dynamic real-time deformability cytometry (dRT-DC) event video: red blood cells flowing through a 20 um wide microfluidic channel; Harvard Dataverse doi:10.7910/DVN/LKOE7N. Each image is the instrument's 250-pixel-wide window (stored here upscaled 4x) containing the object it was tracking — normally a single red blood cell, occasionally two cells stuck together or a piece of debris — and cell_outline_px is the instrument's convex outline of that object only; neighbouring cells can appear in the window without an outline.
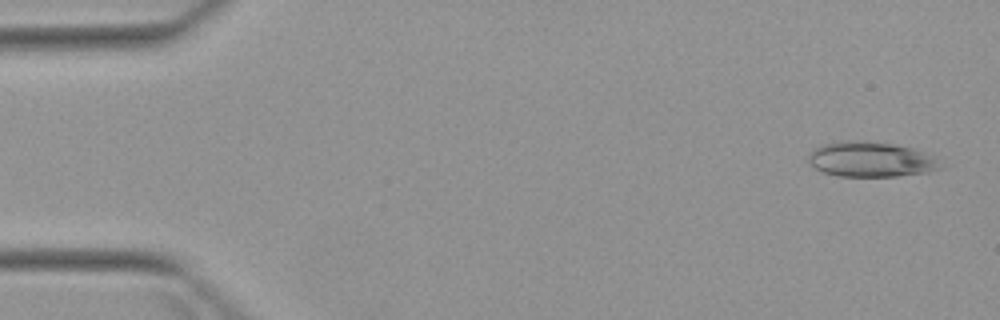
{"species": "Egyptian fruit bat (a non-hibernating species)", "species_latin": "Rousettus aegyptiacus", "temperature_condition": "warm", "stored_images_in_passage": 5, "camera_frame_rate_fps": 3000, "um_per_image_px": 0.085, "animal": {"sex": "female"}, "frame": {"image": 1, "passage_image": 1, "time_ms": 0.0, "image_size_px": [1000, 320], "cell_outline_px": [[944, 168], [928, 172], [896, 176], [840, 176], [824, 172], [816, 168], [808, 160], [808, 152], [820, 144], [840, 140], [852, 140], [892, 144], [912, 148], [924, 152], [932, 156]], "centroid_in_image_um": [73.98, 13.54], "position_along_channel_um": 11.0, "area_um2": 26.93}}
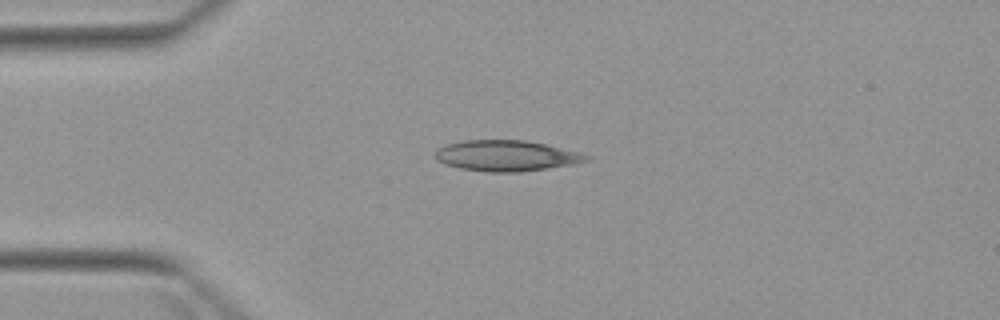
{"frame": {"image": 2, "passage_image": 4, "time_ms": 3.333, "image_size_px": [1000, 320], "cell_outline_px": [[592, 156], [588, 160], [572, 164], [548, 168], [520, 172], [488, 172], [460, 168], [444, 164], [436, 160], [432, 156], [436, 148], [444, 144], [464, 140], [524, 140], [544, 144], [580, 152]], "centroid_in_image_um": [42.97, 13.23], "position_along_channel_um": 42.0, "area_um2": 27.34}}
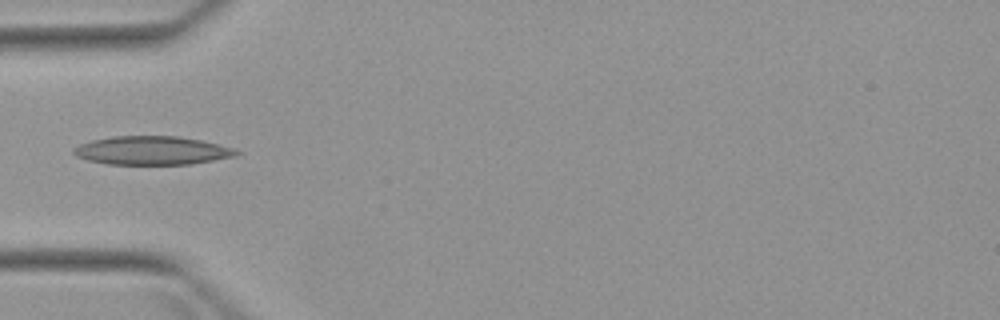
{"frame": {"image": 3, "passage_image": 5, "time_ms": 4.667, "image_size_px": [1000, 320], "cell_outline_px": [[240, 152], [236, 156], [192, 164], [108, 164], [88, 160], [76, 156], [72, 152], [72, 148], [80, 144], [92, 140], [112, 136], [180, 136], [200, 140], [236, 148]], "centroid_in_image_um": [12.93, 12.79], "position_along_channel_um": 72.1, "area_um2": 27.17}}